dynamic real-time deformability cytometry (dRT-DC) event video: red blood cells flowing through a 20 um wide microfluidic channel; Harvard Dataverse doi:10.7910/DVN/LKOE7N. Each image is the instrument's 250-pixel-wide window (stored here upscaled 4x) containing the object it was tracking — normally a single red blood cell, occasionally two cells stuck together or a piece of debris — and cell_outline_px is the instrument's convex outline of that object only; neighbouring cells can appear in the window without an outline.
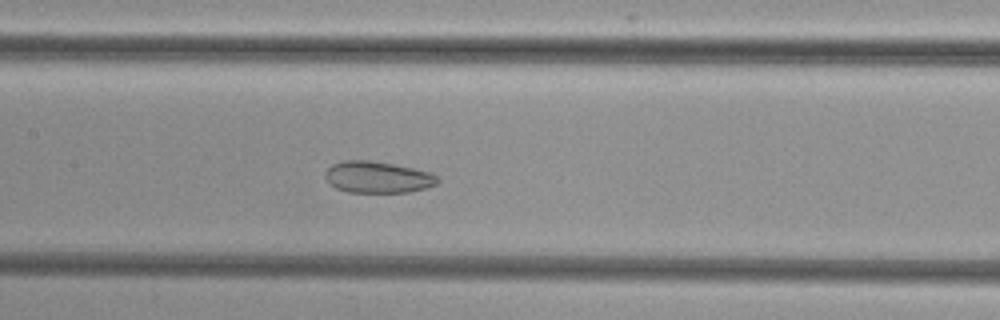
{"species": "common noctule bat (a hibernating species)", "species_latin": "Nyctalus noctula", "temperature_condition": "cold", "stored_images_in_passage": 48, "camera_frame_rate_fps": 3000, "um_per_image_px": 0.085, "animal": {"sex": "female", "body_mass_g": 29.2, "forearm_length_mm": 56.3}, "frame": {"image": 1, "passage_image": 21, "time_ms": 6.667, "image_size_px": [1000, 320], "cell_outline_px": [[440, 180], [436, 184], [428, 188], [408, 192], [348, 192], [336, 188], [324, 176], [324, 172], [332, 164], [340, 160], [368, 160], [392, 164], [432, 172]], "centroid_in_image_um": [32.1, 15.05], "position_along_channel_um": 175.3, "area_um2": 20.69}}
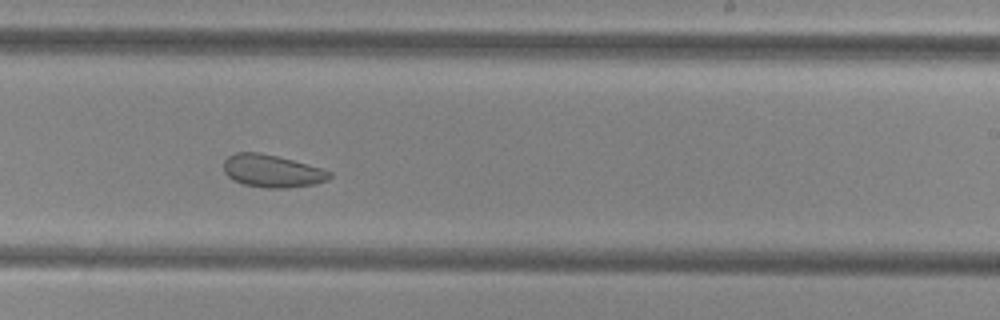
{"frame": {"image": 2, "passage_image": 28, "time_ms": 9.0, "image_size_px": [1000, 320], "cell_outline_px": [[332, 176], [328, 180], [316, 184], [288, 188], [268, 188], [244, 184], [232, 180], [224, 172], [224, 160], [228, 156], [236, 152], [260, 152], [292, 160], [320, 168], [332, 172]], "centroid_in_image_um": [23.12, 14.54], "position_along_channel_um": 265.9, "area_um2": 20.11}}
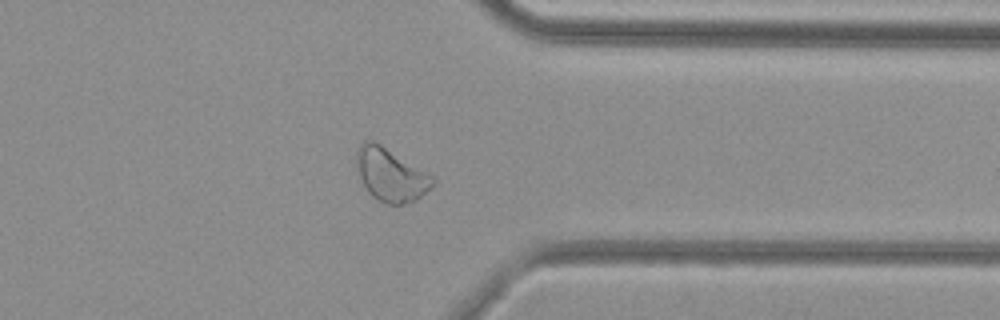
{"frame": {"image": 3, "passage_image": 37, "time_ms": 12.0, "image_size_px": [1000, 320], "cell_outline_px": [[436, 184], [432, 188], [416, 200], [404, 204], [384, 204], [372, 196], [368, 192], [360, 176], [356, 164], [356, 152], [360, 144], [364, 140], [372, 140], [380, 144], [432, 176], [436, 180]], "centroid_in_image_um": [33.21, 14.88], "position_along_channel_um": 378.2, "area_um2": 23.35}}